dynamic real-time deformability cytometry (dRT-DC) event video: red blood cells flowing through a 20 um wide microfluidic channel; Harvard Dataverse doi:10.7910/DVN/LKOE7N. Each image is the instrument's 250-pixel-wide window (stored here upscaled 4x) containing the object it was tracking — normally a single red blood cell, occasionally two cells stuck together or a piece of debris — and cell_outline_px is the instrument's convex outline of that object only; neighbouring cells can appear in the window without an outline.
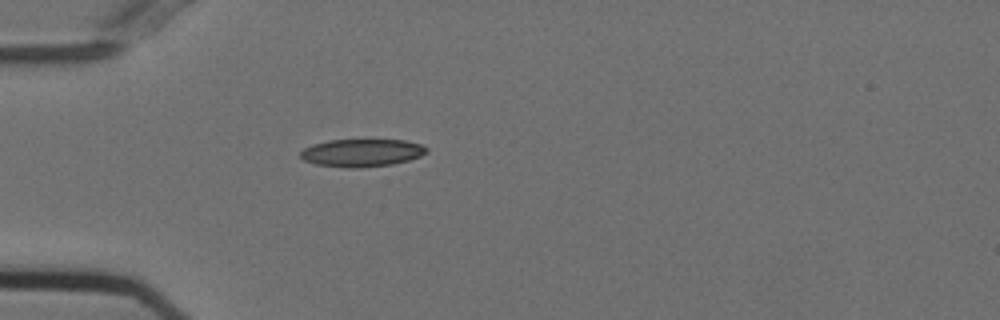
{"species": "Egyptian fruit bat (a non-hibernating species)", "species_latin": "Rousettus aegyptiacus", "temperature_condition": "cold", "stored_images_in_passage": 39, "camera_frame_rate_fps": 3000, "um_per_image_px": 0.085, "animal": {"sex": "female"}, "frame": {"image": 1, "passage_image": 1, "time_ms": 0.0, "image_size_px": [1000, 320], "cell_outline_px": [[428, 152], [420, 156], [408, 160], [392, 164], [360, 168], [348, 168], [316, 164], [304, 160], [300, 156], [300, 152], [304, 148], [312, 144], [328, 140], [404, 140], [420, 144], [428, 148]], "centroid_in_image_um": [30.74, 12.99], "position_along_channel_um": 54.3, "area_um2": 20.35}}
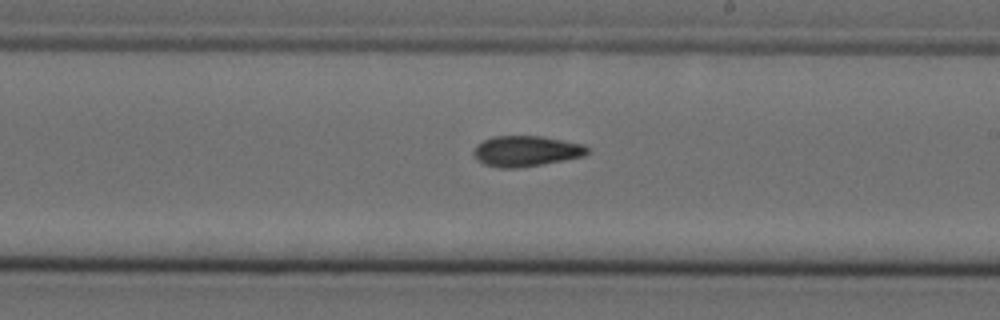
{"frame": {"image": 2, "passage_image": 17, "time_ms": 5.333, "image_size_px": [1000, 320], "cell_outline_px": [[588, 152], [584, 156], [564, 160], [520, 168], [500, 168], [484, 164], [476, 160], [472, 152], [476, 144], [492, 136], [540, 136], [584, 144], [588, 148]], "centroid_in_image_um": [44.68, 12.85], "position_along_channel_um": 244.3, "area_um2": 20.4}}
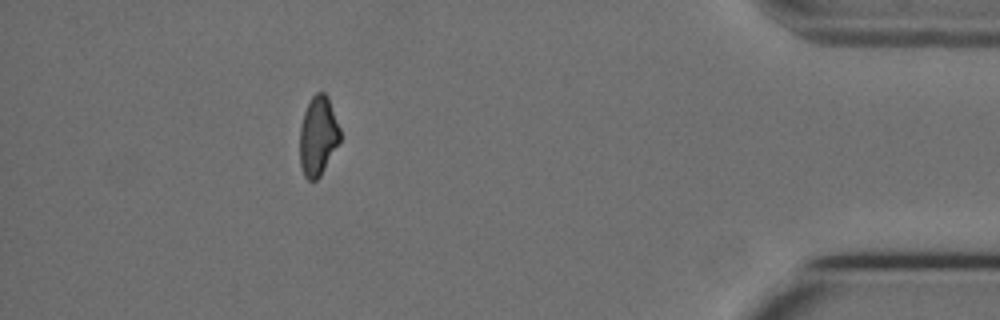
{"frame": {"image": 3, "passage_image": 34, "time_ms": 11.0, "image_size_px": [1000, 320], "cell_outline_px": [[340, 140], [320, 176], [316, 180], [308, 180], [304, 176], [300, 164], [300, 128], [304, 112], [312, 96], [316, 92], [324, 92], [328, 96], [340, 128]], "centroid_in_image_um": [27.03, 11.55], "position_along_channel_um": 408.2, "area_um2": 18.5}, "authors_computed_cell_mechanics": {"area_um2": 19.9988, "velocity_mm_per_s": 3.7305, "shape_relaxation_time_tau1_ms": null, "shape_relaxation_time_tau2_ms": 9.3183, "deformation_change_tau1": null, "deformation_change_tau2": 0.1542}}